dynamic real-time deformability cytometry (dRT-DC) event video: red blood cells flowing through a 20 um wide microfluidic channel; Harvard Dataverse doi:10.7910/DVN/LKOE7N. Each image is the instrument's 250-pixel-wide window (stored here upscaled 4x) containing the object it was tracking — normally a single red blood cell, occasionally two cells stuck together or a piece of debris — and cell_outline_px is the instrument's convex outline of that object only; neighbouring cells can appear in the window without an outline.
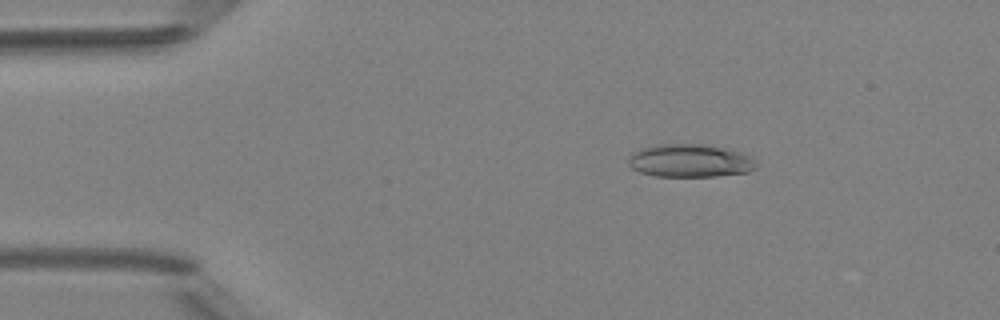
{"species": "Egyptian fruit bat (a non-hibernating species)", "species_latin": "Rousettus aegyptiacus", "temperature_condition": "room temperature", "stored_images_in_passage": 42, "camera_frame_rate_fps": 3000, "um_per_image_px": 0.085, "animal": {"sex": "female"}, "frame": {"image": 1, "passage_image": 1, "time_ms": 0.0, "image_size_px": [1000, 320], "cell_outline_px": [[756, 168], [748, 172], [716, 176], [656, 176], [640, 172], [632, 168], [628, 164], [628, 156], [640, 148], [656, 144], [704, 144], [724, 148], [740, 152], [752, 156], [756, 160]], "centroid_in_image_um": [58.65, 13.65], "position_along_channel_um": 26.4, "area_um2": 24.74}}
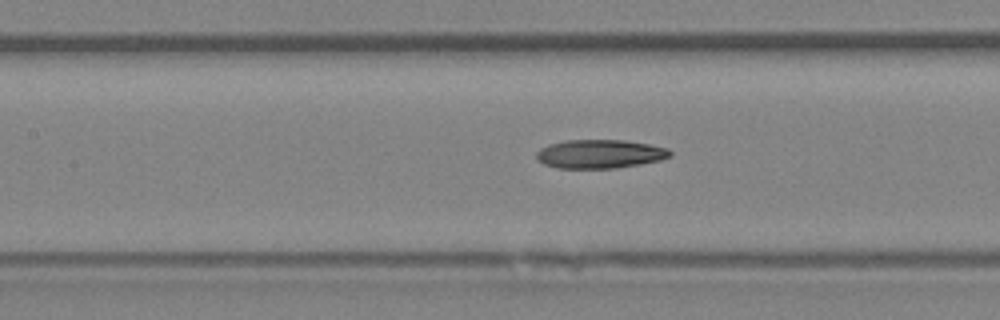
{"frame": {"image": 2, "passage_image": 15, "time_ms": 4.667, "image_size_px": [1000, 320], "cell_outline_px": [[672, 156], [660, 160], [640, 164], [616, 168], [556, 168], [544, 164], [536, 160], [536, 152], [540, 148], [548, 144], [564, 140], [624, 140], [648, 144], [668, 148], [672, 152]], "centroid_in_image_um": [50.96, 13.08], "position_along_channel_um": 156.4, "area_um2": 22.54}}
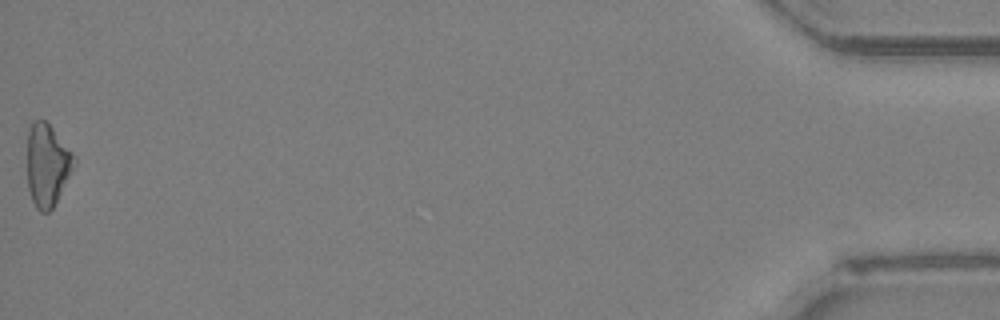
{"frame": {"image": 3, "passage_image": 42, "time_ms": 13.667, "image_size_px": [1000, 320], "cell_outline_px": [[76, 164], [52, 208], [48, 212], [40, 212], [36, 208], [32, 200], [28, 188], [28, 128], [32, 120], [44, 120], [52, 128], [72, 152], [76, 160]], "centroid_in_image_um": [4.01, 14.02], "position_along_channel_um": 431.2, "area_um2": 22.25}}